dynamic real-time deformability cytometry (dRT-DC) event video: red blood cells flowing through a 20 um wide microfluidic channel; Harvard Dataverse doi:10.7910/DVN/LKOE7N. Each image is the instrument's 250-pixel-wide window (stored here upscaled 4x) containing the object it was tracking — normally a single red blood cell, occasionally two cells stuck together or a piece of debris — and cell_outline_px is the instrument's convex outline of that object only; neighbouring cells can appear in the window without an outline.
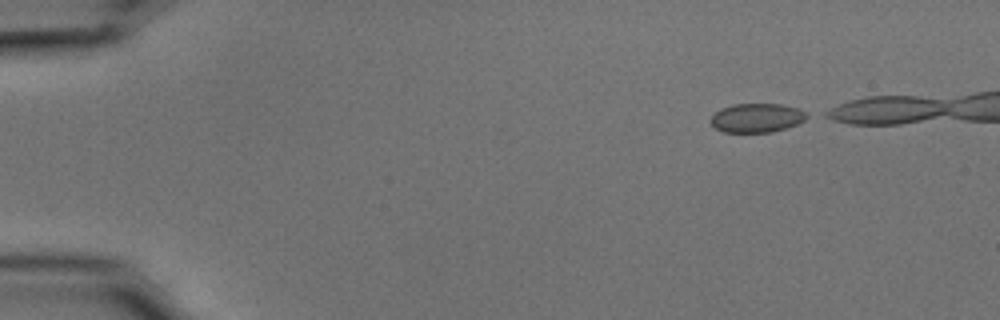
{"species": "common noctule bat (a hibernating species)", "species_latin": "Nyctalus noctula", "temperature_condition": "cold", "stored_images_in_passage": 42, "camera_frame_rate_fps": 3000, "um_per_image_px": 0.085, "animal": {"sex": "male", "body_mass_g": 15.6}, "frame": {"image": 1, "passage_image": 1, "time_ms": 0.0, "image_size_px": [1000, 320], "cell_outline_px": [[812, 116], [796, 124], [772, 132], [724, 132], [716, 128], [708, 120], [720, 108], [732, 104], [780, 104], [796, 108], [808, 112]], "centroid_in_image_um": [64.33, 10.01], "position_along_channel_um": 20.7, "area_um2": 16.3}}
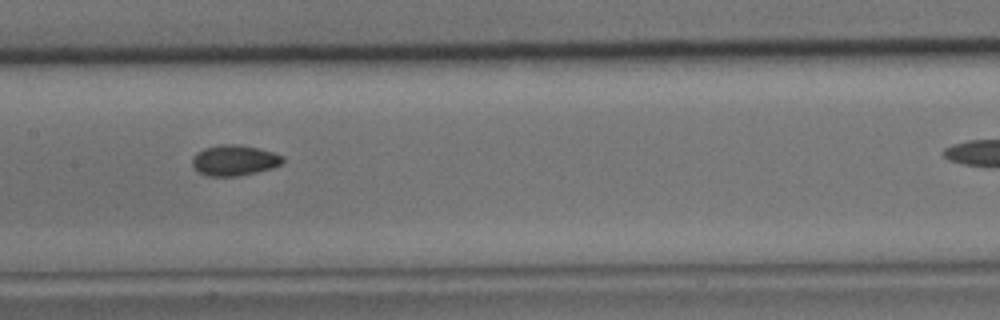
{"frame": {"image": 2, "passage_image": 22, "time_ms": 7.0, "image_size_px": [1000, 320], "cell_outline_px": [[284, 160], [280, 164], [272, 168], [256, 172], [236, 176], [208, 176], [192, 168], [192, 156], [196, 152], [204, 148], [220, 144], [236, 144], [256, 148], [272, 152], [284, 156]], "centroid_in_image_um": [19.88, 13.62], "position_along_channel_um": 187.5, "area_um2": 16.13}}
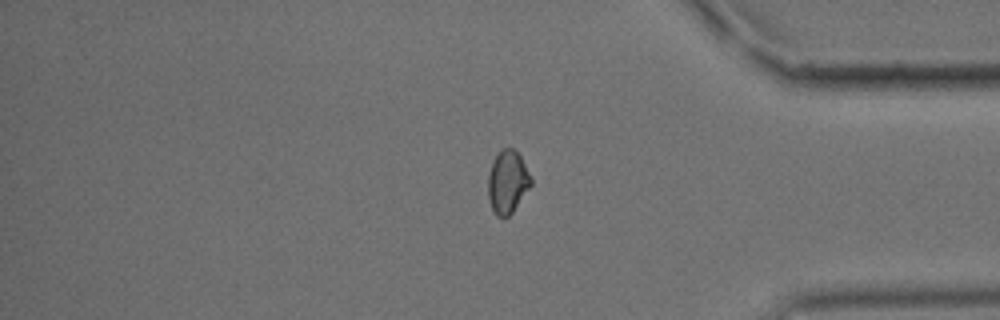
{"frame": {"image": 3, "passage_image": 40, "time_ms": 13.0, "image_size_px": [1000, 320], "cell_outline_px": [[532, 184], [512, 212], [508, 216], [496, 216], [492, 208], [488, 196], [488, 172], [500, 148], [512, 148], [520, 156], [532, 180]], "centroid_in_image_um": [43.13, 15.45], "position_along_channel_um": 392.1, "area_um2": 15.43}, "authors_computed_cell_mechanics": {"area_um2": 15.9528, "velocity_mm_per_s": 3.7019, "shape_relaxation_time_tau1_ms": 6.018, "shape_relaxation_time_tau2_ms": 2.9732, "deformation_change_tau1": 0.0761, "deformation_change_tau2": 0.0463}}